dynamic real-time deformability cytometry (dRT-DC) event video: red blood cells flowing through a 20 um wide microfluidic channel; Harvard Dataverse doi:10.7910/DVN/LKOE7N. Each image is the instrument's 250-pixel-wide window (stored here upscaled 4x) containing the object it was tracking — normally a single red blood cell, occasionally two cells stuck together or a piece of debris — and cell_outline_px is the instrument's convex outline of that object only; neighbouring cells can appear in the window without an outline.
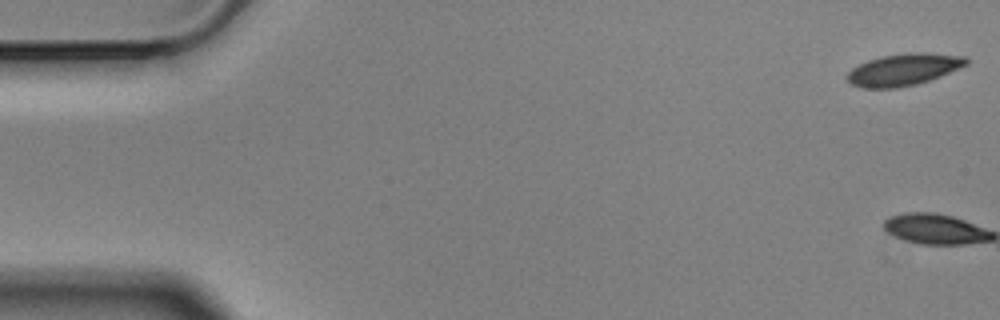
{"species": "Egyptian fruit bat (a non-hibernating species)", "species_latin": "Rousettus aegyptiacus", "temperature_condition": "cold", "stored_images_in_passage": 5, "camera_frame_rate_fps": 3000, "um_per_image_px": 0.085, "animal": {"sex": "male"}, "frame": {"image": 1, "passage_image": 1, "time_ms": 0.0, "image_size_px": [1000, 320], "cell_outline_px": [[968, 64], [940, 76], [916, 84], [896, 88], [860, 88], [852, 84], [848, 80], [848, 72], [852, 68], [868, 60], [880, 56], [908, 52], [924, 52], [968, 56]], "centroid_in_image_um": [76.82, 5.9], "position_along_channel_um": 8.2, "area_um2": 22.14}}